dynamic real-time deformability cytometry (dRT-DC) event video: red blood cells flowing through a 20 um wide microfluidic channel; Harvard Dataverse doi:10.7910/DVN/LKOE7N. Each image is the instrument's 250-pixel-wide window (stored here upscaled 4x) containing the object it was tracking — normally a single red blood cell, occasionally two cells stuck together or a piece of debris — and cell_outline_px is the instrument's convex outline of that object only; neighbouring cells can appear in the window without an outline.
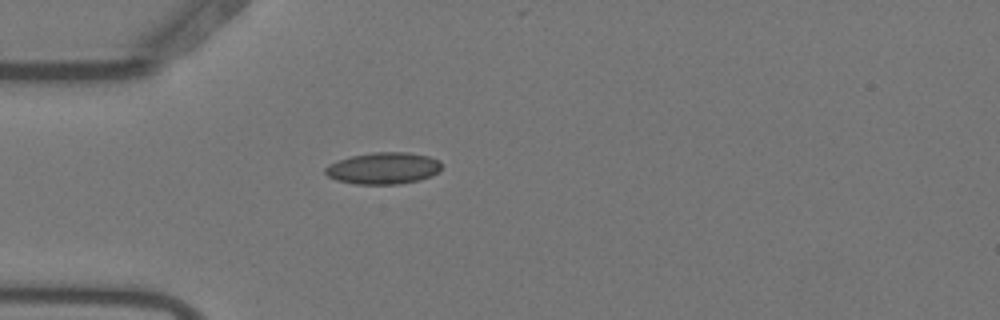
{"species": "Egyptian fruit bat (a non-hibernating species)", "species_latin": "Rousettus aegyptiacus", "temperature_condition": "warm", "stored_images_in_passage": 1, "camera_frame_rate_fps": 3000, "um_per_image_px": 0.085, "animal": {"sex": "female"}, "frame": {"image": 1, "passage_image": 1, "time_ms": 0.0, "image_size_px": [1000, 320], "cell_outline_px": [[440, 172], [432, 176], [420, 180], [396, 184], [356, 184], [336, 180], [328, 176], [324, 172], [324, 168], [328, 164], [352, 156], [372, 152], [408, 152], [428, 156], [436, 160], [440, 164]], "centroid_in_image_um": [32.57, 14.3], "position_along_channel_um": 52.4, "area_um2": 21.44}}